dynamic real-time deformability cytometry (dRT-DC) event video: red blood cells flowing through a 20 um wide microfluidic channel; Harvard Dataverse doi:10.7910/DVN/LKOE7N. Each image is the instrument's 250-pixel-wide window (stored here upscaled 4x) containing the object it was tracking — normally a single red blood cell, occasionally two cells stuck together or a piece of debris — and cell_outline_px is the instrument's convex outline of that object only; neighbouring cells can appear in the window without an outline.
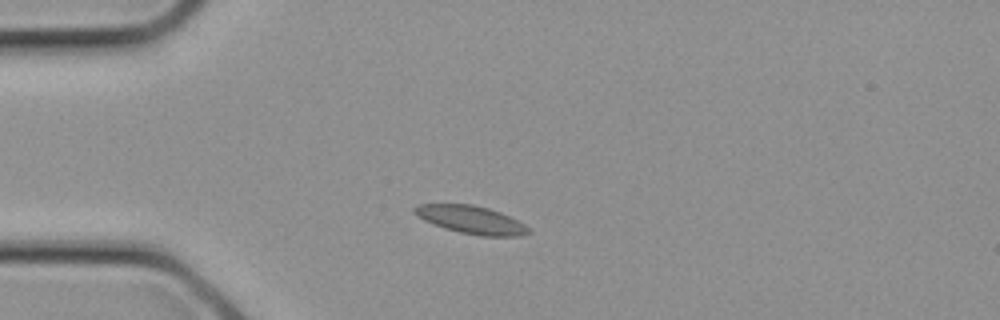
{"species": "common noctule bat (a hibernating species)", "species_latin": "Nyctalus noctula", "temperature_condition": "cold", "stored_images_in_passage": 7, "camera_frame_rate_fps": 3000, "um_per_image_px": 0.085, "animal": {"sex": "female", "body_mass_g": 21.9}, "frame": {"image": 1, "passage_image": 4, "time_ms": 1.0, "image_size_px": [1000, 320], "cell_outline_px": [[532, 232], [520, 236], [480, 236], [460, 232], [444, 228], [432, 224], [424, 220], [412, 212], [412, 208], [416, 204], [472, 204], [488, 208], [500, 212], [532, 228]], "centroid_in_image_um": [40.04, 18.68], "position_along_channel_um": 45.0, "area_um2": 18.67}}
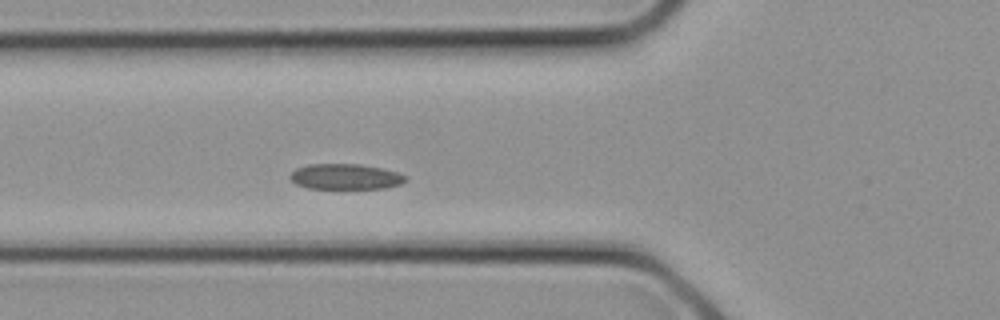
{"frame": {"image": 2, "passage_image": 7, "time_ms": 2.0, "image_size_px": [1000, 320], "cell_outline_px": [[408, 180], [400, 184], [384, 188], [308, 188], [296, 184], [288, 176], [296, 168], [308, 164], [360, 164], [380, 168], [396, 172], [408, 176]], "centroid_in_image_um": [29.36, 15.01], "position_along_channel_um": 96.4, "area_um2": 17.11}}